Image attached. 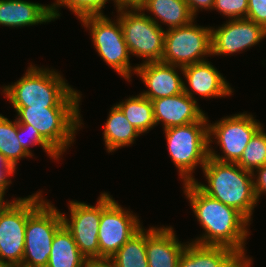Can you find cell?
I'll use <instances>...</instances> for the list:
<instances>
[{
	"label": "cell",
	"instance_id": "1",
	"mask_svg": "<svg viewBox=\"0 0 266 267\" xmlns=\"http://www.w3.org/2000/svg\"><path fill=\"white\" fill-rule=\"evenodd\" d=\"M183 193L202 229L200 237L191 242L199 245L227 246L245 252L249 222L235 208L227 206L202 192L194 182L183 183Z\"/></svg>",
	"mask_w": 266,
	"mask_h": 267
},
{
	"label": "cell",
	"instance_id": "2",
	"mask_svg": "<svg viewBox=\"0 0 266 267\" xmlns=\"http://www.w3.org/2000/svg\"><path fill=\"white\" fill-rule=\"evenodd\" d=\"M23 77L5 85L4 97L13 107L80 108V92L56 70L29 65Z\"/></svg>",
	"mask_w": 266,
	"mask_h": 267
},
{
	"label": "cell",
	"instance_id": "3",
	"mask_svg": "<svg viewBox=\"0 0 266 267\" xmlns=\"http://www.w3.org/2000/svg\"><path fill=\"white\" fill-rule=\"evenodd\" d=\"M208 185L197 180L195 185L209 197L235 208L249 222L257 201L253 174L237 163L219 162L208 157L202 168Z\"/></svg>",
	"mask_w": 266,
	"mask_h": 267
},
{
	"label": "cell",
	"instance_id": "4",
	"mask_svg": "<svg viewBox=\"0 0 266 267\" xmlns=\"http://www.w3.org/2000/svg\"><path fill=\"white\" fill-rule=\"evenodd\" d=\"M41 193L28 196V219L20 267H47L54 235L63 225L61 212L42 198Z\"/></svg>",
	"mask_w": 266,
	"mask_h": 267
},
{
	"label": "cell",
	"instance_id": "5",
	"mask_svg": "<svg viewBox=\"0 0 266 267\" xmlns=\"http://www.w3.org/2000/svg\"><path fill=\"white\" fill-rule=\"evenodd\" d=\"M206 116L198 122L164 130L170 158L183 183L194 182L195 168L197 165L203 168L209 157V120Z\"/></svg>",
	"mask_w": 266,
	"mask_h": 267
},
{
	"label": "cell",
	"instance_id": "6",
	"mask_svg": "<svg viewBox=\"0 0 266 267\" xmlns=\"http://www.w3.org/2000/svg\"><path fill=\"white\" fill-rule=\"evenodd\" d=\"M13 108L18 123L33 126L60 155L71 147L83 124L79 108Z\"/></svg>",
	"mask_w": 266,
	"mask_h": 267
},
{
	"label": "cell",
	"instance_id": "7",
	"mask_svg": "<svg viewBox=\"0 0 266 267\" xmlns=\"http://www.w3.org/2000/svg\"><path fill=\"white\" fill-rule=\"evenodd\" d=\"M80 21L81 25L90 31L93 46L100 58L126 81H131L137 66L132 68V64H130L131 56L124 40L119 19L116 18L112 21L107 15H99L86 16Z\"/></svg>",
	"mask_w": 266,
	"mask_h": 267
},
{
	"label": "cell",
	"instance_id": "8",
	"mask_svg": "<svg viewBox=\"0 0 266 267\" xmlns=\"http://www.w3.org/2000/svg\"><path fill=\"white\" fill-rule=\"evenodd\" d=\"M117 13L130 55L142 57L144 63L161 61L165 30L140 8H122Z\"/></svg>",
	"mask_w": 266,
	"mask_h": 267
},
{
	"label": "cell",
	"instance_id": "9",
	"mask_svg": "<svg viewBox=\"0 0 266 267\" xmlns=\"http://www.w3.org/2000/svg\"><path fill=\"white\" fill-rule=\"evenodd\" d=\"M252 114H234L208 123L209 157L219 162L236 163L254 134L263 126ZM215 137V139H214ZM216 141L224 155H219L210 144Z\"/></svg>",
	"mask_w": 266,
	"mask_h": 267
},
{
	"label": "cell",
	"instance_id": "10",
	"mask_svg": "<svg viewBox=\"0 0 266 267\" xmlns=\"http://www.w3.org/2000/svg\"><path fill=\"white\" fill-rule=\"evenodd\" d=\"M111 196L101 193L99 260H109L143 226L138 216L121 207Z\"/></svg>",
	"mask_w": 266,
	"mask_h": 267
},
{
	"label": "cell",
	"instance_id": "11",
	"mask_svg": "<svg viewBox=\"0 0 266 267\" xmlns=\"http://www.w3.org/2000/svg\"><path fill=\"white\" fill-rule=\"evenodd\" d=\"M212 55L211 27L195 24L165 30L162 62L185 67L206 61Z\"/></svg>",
	"mask_w": 266,
	"mask_h": 267
},
{
	"label": "cell",
	"instance_id": "12",
	"mask_svg": "<svg viewBox=\"0 0 266 267\" xmlns=\"http://www.w3.org/2000/svg\"><path fill=\"white\" fill-rule=\"evenodd\" d=\"M28 219V197L13 198L0 211V262L20 267L24 254L25 228Z\"/></svg>",
	"mask_w": 266,
	"mask_h": 267
},
{
	"label": "cell",
	"instance_id": "13",
	"mask_svg": "<svg viewBox=\"0 0 266 267\" xmlns=\"http://www.w3.org/2000/svg\"><path fill=\"white\" fill-rule=\"evenodd\" d=\"M68 205L70 218L61 212L64 226L71 232L78 249L88 261L99 260L101 195L95 206L79 201H69Z\"/></svg>",
	"mask_w": 266,
	"mask_h": 267
},
{
	"label": "cell",
	"instance_id": "14",
	"mask_svg": "<svg viewBox=\"0 0 266 267\" xmlns=\"http://www.w3.org/2000/svg\"><path fill=\"white\" fill-rule=\"evenodd\" d=\"M266 38V30L247 18L228 19L219 27H211L212 56L245 51Z\"/></svg>",
	"mask_w": 266,
	"mask_h": 267
},
{
	"label": "cell",
	"instance_id": "15",
	"mask_svg": "<svg viewBox=\"0 0 266 267\" xmlns=\"http://www.w3.org/2000/svg\"><path fill=\"white\" fill-rule=\"evenodd\" d=\"M177 68L182 71V67L162 61L137 64L135 74L141 78L142 83L148 88L141 94L152 101L184 92V81L179 76Z\"/></svg>",
	"mask_w": 266,
	"mask_h": 267
},
{
	"label": "cell",
	"instance_id": "16",
	"mask_svg": "<svg viewBox=\"0 0 266 267\" xmlns=\"http://www.w3.org/2000/svg\"><path fill=\"white\" fill-rule=\"evenodd\" d=\"M181 72L189 85L184 82V93L196 101L194 94L211 99L230 96L234 92L220 71L207 60L185 66Z\"/></svg>",
	"mask_w": 266,
	"mask_h": 267
},
{
	"label": "cell",
	"instance_id": "17",
	"mask_svg": "<svg viewBox=\"0 0 266 267\" xmlns=\"http://www.w3.org/2000/svg\"><path fill=\"white\" fill-rule=\"evenodd\" d=\"M156 126L163 130L200 121L206 114L200 109L196 100L182 92L178 95L152 100Z\"/></svg>",
	"mask_w": 266,
	"mask_h": 267
},
{
	"label": "cell",
	"instance_id": "18",
	"mask_svg": "<svg viewBox=\"0 0 266 267\" xmlns=\"http://www.w3.org/2000/svg\"><path fill=\"white\" fill-rule=\"evenodd\" d=\"M172 226L147 229L146 257L149 267H177L186 243H181Z\"/></svg>",
	"mask_w": 266,
	"mask_h": 267
},
{
	"label": "cell",
	"instance_id": "19",
	"mask_svg": "<svg viewBox=\"0 0 266 267\" xmlns=\"http://www.w3.org/2000/svg\"><path fill=\"white\" fill-rule=\"evenodd\" d=\"M52 5L25 0H0V25L21 28L51 22Z\"/></svg>",
	"mask_w": 266,
	"mask_h": 267
},
{
	"label": "cell",
	"instance_id": "20",
	"mask_svg": "<svg viewBox=\"0 0 266 267\" xmlns=\"http://www.w3.org/2000/svg\"><path fill=\"white\" fill-rule=\"evenodd\" d=\"M237 254L227 246L199 245L188 241L177 267H224Z\"/></svg>",
	"mask_w": 266,
	"mask_h": 267
},
{
	"label": "cell",
	"instance_id": "21",
	"mask_svg": "<svg viewBox=\"0 0 266 267\" xmlns=\"http://www.w3.org/2000/svg\"><path fill=\"white\" fill-rule=\"evenodd\" d=\"M140 9L148 10L147 12L154 15L148 17L161 28V23L166 24L169 27L167 29L186 26L196 18L185 0H146Z\"/></svg>",
	"mask_w": 266,
	"mask_h": 267
},
{
	"label": "cell",
	"instance_id": "22",
	"mask_svg": "<svg viewBox=\"0 0 266 267\" xmlns=\"http://www.w3.org/2000/svg\"><path fill=\"white\" fill-rule=\"evenodd\" d=\"M110 109L102 133L108 153L130 146L141 135L116 105Z\"/></svg>",
	"mask_w": 266,
	"mask_h": 267
},
{
	"label": "cell",
	"instance_id": "23",
	"mask_svg": "<svg viewBox=\"0 0 266 267\" xmlns=\"http://www.w3.org/2000/svg\"><path fill=\"white\" fill-rule=\"evenodd\" d=\"M87 262L63 224L54 235L47 267H86Z\"/></svg>",
	"mask_w": 266,
	"mask_h": 267
},
{
	"label": "cell",
	"instance_id": "24",
	"mask_svg": "<svg viewBox=\"0 0 266 267\" xmlns=\"http://www.w3.org/2000/svg\"><path fill=\"white\" fill-rule=\"evenodd\" d=\"M116 106L141 135L156 126L152 101L141 93L122 100Z\"/></svg>",
	"mask_w": 266,
	"mask_h": 267
},
{
	"label": "cell",
	"instance_id": "25",
	"mask_svg": "<svg viewBox=\"0 0 266 267\" xmlns=\"http://www.w3.org/2000/svg\"><path fill=\"white\" fill-rule=\"evenodd\" d=\"M147 230L142 226L109 259L115 267H149L146 257Z\"/></svg>",
	"mask_w": 266,
	"mask_h": 267
},
{
	"label": "cell",
	"instance_id": "26",
	"mask_svg": "<svg viewBox=\"0 0 266 267\" xmlns=\"http://www.w3.org/2000/svg\"><path fill=\"white\" fill-rule=\"evenodd\" d=\"M9 120L0 114V153L17 169L22 158L32 157L21 146L17 137L18 121Z\"/></svg>",
	"mask_w": 266,
	"mask_h": 267
},
{
	"label": "cell",
	"instance_id": "27",
	"mask_svg": "<svg viewBox=\"0 0 266 267\" xmlns=\"http://www.w3.org/2000/svg\"><path fill=\"white\" fill-rule=\"evenodd\" d=\"M236 163L244 170L252 173L257 168L266 165V133L263 126L251 138L241 158Z\"/></svg>",
	"mask_w": 266,
	"mask_h": 267
},
{
	"label": "cell",
	"instance_id": "28",
	"mask_svg": "<svg viewBox=\"0 0 266 267\" xmlns=\"http://www.w3.org/2000/svg\"><path fill=\"white\" fill-rule=\"evenodd\" d=\"M112 1L116 6V0ZM106 2L108 0H56L51 4L53 21L60 17L61 13L58 10L61 6L69 8L78 20L86 16L104 15L102 8L105 7Z\"/></svg>",
	"mask_w": 266,
	"mask_h": 267
},
{
	"label": "cell",
	"instance_id": "29",
	"mask_svg": "<svg viewBox=\"0 0 266 267\" xmlns=\"http://www.w3.org/2000/svg\"><path fill=\"white\" fill-rule=\"evenodd\" d=\"M17 137L23 149L32 157L31 147L39 145L50 158L58 161L61 158V155L31 125L18 123Z\"/></svg>",
	"mask_w": 266,
	"mask_h": 267
},
{
	"label": "cell",
	"instance_id": "30",
	"mask_svg": "<svg viewBox=\"0 0 266 267\" xmlns=\"http://www.w3.org/2000/svg\"><path fill=\"white\" fill-rule=\"evenodd\" d=\"M213 9L228 17V19L246 18L248 0H215Z\"/></svg>",
	"mask_w": 266,
	"mask_h": 267
},
{
	"label": "cell",
	"instance_id": "31",
	"mask_svg": "<svg viewBox=\"0 0 266 267\" xmlns=\"http://www.w3.org/2000/svg\"><path fill=\"white\" fill-rule=\"evenodd\" d=\"M247 19L266 30V0H248Z\"/></svg>",
	"mask_w": 266,
	"mask_h": 267
},
{
	"label": "cell",
	"instance_id": "32",
	"mask_svg": "<svg viewBox=\"0 0 266 267\" xmlns=\"http://www.w3.org/2000/svg\"><path fill=\"white\" fill-rule=\"evenodd\" d=\"M16 168L0 153V187L5 191L12 184L9 177L14 175Z\"/></svg>",
	"mask_w": 266,
	"mask_h": 267
},
{
	"label": "cell",
	"instance_id": "33",
	"mask_svg": "<svg viewBox=\"0 0 266 267\" xmlns=\"http://www.w3.org/2000/svg\"><path fill=\"white\" fill-rule=\"evenodd\" d=\"M254 190L257 201L262 194H266V165L257 168L253 173Z\"/></svg>",
	"mask_w": 266,
	"mask_h": 267
},
{
	"label": "cell",
	"instance_id": "34",
	"mask_svg": "<svg viewBox=\"0 0 266 267\" xmlns=\"http://www.w3.org/2000/svg\"><path fill=\"white\" fill-rule=\"evenodd\" d=\"M190 12L196 17L199 9L212 10L215 0H185Z\"/></svg>",
	"mask_w": 266,
	"mask_h": 267
},
{
	"label": "cell",
	"instance_id": "35",
	"mask_svg": "<svg viewBox=\"0 0 266 267\" xmlns=\"http://www.w3.org/2000/svg\"><path fill=\"white\" fill-rule=\"evenodd\" d=\"M252 258H248L246 253H238L226 266L224 267H250Z\"/></svg>",
	"mask_w": 266,
	"mask_h": 267
},
{
	"label": "cell",
	"instance_id": "36",
	"mask_svg": "<svg viewBox=\"0 0 266 267\" xmlns=\"http://www.w3.org/2000/svg\"><path fill=\"white\" fill-rule=\"evenodd\" d=\"M146 0H116V9L140 8Z\"/></svg>",
	"mask_w": 266,
	"mask_h": 267
},
{
	"label": "cell",
	"instance_id": "37",
	"mask_svg": "<svg viewBox=\"0 0 266 267\" xmlns=\"http://www.w3.org/2000/svg\"><path fill=\"white\" fill-rule=\"evenodd\" d=\"M86 267H115L109 260L88 261Z\"/></svg>",
	"mask_w": 266,
	"mask_h": 267
},
{
	"label": "cell",
	"instance_id": "38",
	"mask_svg": "<svg viewBox=\"0 0 266 267\" xmlns=\"http://www.w3.org/2000/svg\"><path fill=\"white\" fill-rule=\"evenodd\" d=\"M5 190L0 187V211L5 209L12 201H5L4 196H5Z\"/></svg>",
	"mask_w": 266,
	"mask_h": 267
},
{
	"label": "cell",
	"instance_id": "39",
	"mask_svg": "<svg viewBox=\"0 0 266 267\" xmlns=\"http://www.w3.org/2000/svg\"><path fill=\"white\" fill-rule=\"evenodd\" d=\"M0 267H12V266H10V265H8V264H5V263H2V262H0Z\"/></svg>",
	"mask_w": 266,
	"mask_h": 267
}]
</instances>
